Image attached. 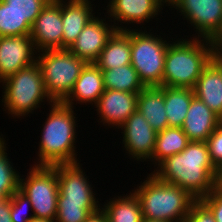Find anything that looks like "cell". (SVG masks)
I'll use <instances>...</instances> for the list:
<instances>
[{
    "instance_id": "cell-1",
    "label": "cell",
    "mask_w": 222,
    "mask_h": 222,
    "mask_svg": "<svg viewBox=\"0 0 222 222\" xmlns=\"http://www.w3.org/2000/svg\"><path fill=\"white\" fill-rule=\"evenodd\" d=\"M153 170L151 173L160 181L181 187L196 200L208 195L220 180L206 142H190L182 152L167 157Z\"/></svg>"
},
{
    "instance_id": "cell-2",
    "label": "cell",
    "mask_w": 222,
    "mask_h": 222,
    "mask_svg": "<svg viewBox=\"0 0 222 222\" xmlns=\"http://www.w3.org/2000/svg\"><path fill=\"white\" fill-rule=\"evenodd\" d=\"M50 107L40 132V142L37 143V160L34 165L53 166L58 164H75L77 159V113L73 107L62 102H54ZM77 127V128H76Z\"/></svg>"
},
{
    "instance_id": "cell-3",
    "label": "cell",
    "mask_w": 222,
    "mask_h": 222,
    "mask_svg": "<svg viewBox=\"0 0 222 222\" xmlns=\"http://www.w3.org/2000/svg\"><path fill=\"white\" fill-rule=\"evenodd\" d=\"M188 37L171 39L173 41L169 43L165 56L162 86L193 89L203 69L210 63L212 41Z\"/></svg>"
},
{
    "instance_id": "cell-4",
    "label": "cell",
    "mask_w": 222,
    "mask_h": 222,
    "mask_svg": "<svg viewBox=\"0 0 222 222\" xmlns=\"http://www.w3.org/2000/svg\"><path fill=\"white\" fill-rule=\"evenodd\" d=\"M147 175L131 190L140 202L143 218L184 222L196 199L179 186L162 182L152 173Z\"/></svg>"
},
{
    "instance_id": "cell-5",
    "label": "cell",
    "mask_w": 222,
    "mask_h": 222,
    "mask_svg": "<svg viewBox=\"0 0 222 222\" xmlns=\"http://www.w3.org/2000/svg\"><path fill=\"white\" fill-rule=\"evenodd\" d=\"M0 84L3 89L2 109L8 113V116L11 115L9 118L24 119L40 107L44 108L45 104L54 103L46 92L37 62L6 77ZM42 103L44 107L41 106Z\"/></svg>"
},
{
    "instance_id": "cell-6",
    "label": "cell",
    "mask_w": 222,
    "mask_h": 222,
    "mask_svg": "<svg viewBox=\"0 0 222 222\" xmlns=\"http://www.w3.org/2000/svg\"><path fill=\"white\" fill-rule=\"evenodd\" d=\"M44 86L53 102H63L71 93L75 81L87 62L69 49H49L37 54Z\"/></svg>"
},
{
    "instance_id": "cell-7",
    "label": "cell",
    "mask_w": 222,
    "mask_h": 222,
    "mask_svg": "<svg viewBox=\"0 0 222 222\" xmlns=\"http://www.w3.org/2000/svg\"><path fill=\"white\" fill-rule=\"evenodd\" d=\"M146 28L144 31L131 29V65L145 87L162 86L165 56L171 40L157 35L153 28H148L147 32Z\"/></svg>"
},
{
    "instance_id": "cell-8",
    "label": "cell",
    "mask_w": 222,
    "mask_h": 222,
    "mask_svg": "<svg viewBox=\"0 0 222 222\" xmlns=\"http://www.w3.org/2000/svg\"><path fill=\"white\" fill-rule=\"evenodd\" d=\"M27 175H20L19 190L27 196L35 218L56 219L59 184L56 165H31Z\"/></svg>"
},
{
    "instance_id": "cell-9",
    "label": "cell",
    "mask_w": 222,
    "mask_h": 222,
    "mask_svg": "<svg viewBox=\"0 0 222 222\" xmlns=\"http://www.w3.org/2000/svg\"><path fill=\"white\" fill-rule=\"evenodd\" d=\"M168 8L194 27L192 38L213 41L222 30V0H170Z\"/></svg>"
},
{
    "instance_id": "cell-10",
    "label": "cell",
    "mask_w": 222,
    "mask_h": 222,
    "mask_svg": "<svg viewBox=\"0 0 222 222\" xmlns=\"http://www.w3.org/2000/svg\"><path fill=\"white\" fill-rule=\"evenodd\" d=\"M109 1V2H108ZM107 14L117 31L142 29L144 24L159 17L163 7L168 5L163 0H108ZM120 23V24H119ZM125 25H123V24ZM132 26H130V25ZM137 27H136V25ZM140 24V28L139 27ZM127 25V26H126ZM135 25V26H134ZM134 26V28H133Z\"/></svg>"
},
{
    "instance_id": "cell-11",
    "label": "cell",
    "mask_w": 222,
    "mask_h": 222,
    "mask_svg": "<svg viewBox=\"0 0 222 222\" xmlns=\"http://www.w3.org/2000/svg\"><path fill=\"white\" fill-rule=\"evenodd\" d=\"M59 194L57 203L73 205H101L87 177L82 163L56 165ZM96 193V194H95ZM99 203V204H98Z\"/></svg>"
},
{
    "instance_id": "cell-12",
    "label": "cell",
    "mask_w": 222,
    "mask_h": 222,
    "mask_svg": "<svg viewBox=\"0 0 222 222\" xmlns=\"http://www.w3.org/2000/svg\"><path fill=\"white\" fill-rule=\"evenodd\" d=\"M118 129L121 130L120 133L123 137V150L128 154L130 160H136L137 163L151 160L157 132L152 129L149 122L138 110L131 114Z\"/></svg>"
},
{
    "instance_id": "cell-13",
    "label": "cell",
    "mask_w": 222,
    "mask_h": 222,
    "mask_svg": "<svg viewBox=\"0 0 222 222\" xmlns=\"http://www.w3.org/2000/svg\"><path fill=\"white\" fill-rule=\"evenodd\" d=\"M37 52L30 34L0 37V82L35 64Z\"/></svg>"
},
{
    "instance_id": "cell-14",
    "label": "cell",
    "mask_w": 222,
    "mask_h": 222,
    "mask_svg": "<svg viewBox=\"0 0 222 222\" xmlns=\"http://www.w3.org/2000/svg\"><path fill=\"white\" fill-rule=\"evenodd\" d=\"M36 50L62 49V0H50L31 28Z\"/></svg>"
},
{
    "instance_id": "cell-15",
    "label": "cell",
    "mask_w": 222,
    "mask_h": 222,
    "mask_svg": "<svg viewBox=\"0 0 222 222\" xmlns=\"http://www.w3.org/2000/svg\"><path fill=\"white\" fill-rule=\"evenodd\" d=\"M100 15L101 13L99 12V16H95L86 24L76 41L69 48L74 55L87 63H94L99 58L108 39L116 31L107 15L104 13L105 18L100 17Z\"/></svg>"
},
{
    "instance_id": "cell-16",
    "label": "cell",
    "mask_w": 222,
    "mask_h": 222,
    "mask_svg": "<svg viewBox=\"0 0 222 222\" xmlns=\"http://www.w3.org/2000/svg\"><path fill=\"white\" fill-rule=\"evenodd\" d=\"M139 93H128L105 89L99 100L94 105L97 111V121L104 126L118 129L137 110Z\"/></svg>"
},
{
    "instance_id": "cell-17",
    "label": "cell",
    "mask_w": 222,
    "mask_h": 222,
    "mask_svg": "<svg viewBox=\"0 0 222 222\" xmlns=\"http://www.w3.org/2000/svg\"><path fill=\"white\" fill-rule=\"evenodd\" d=\"M95 0H62V49H69L86 24L96 15Z\"/></svg>"
},
{
    "instance_id": "cell-18",
    "label": "cell",
    "mask_w": 222,
    "mask_h": 222,
    "mask_svg": "<svg viewBox=\"0 0 222 222\" xmlns=\"http://www.w3.org/2000/svg\"><path fill=\"white\" fill-rule=\"evenodd\" d=\"M221 123L222 119L217 114L194 97L181 128L190 142H206Z\"/></svg>"
},
{
    "instance_id": "cell-19",
    "label": "cell",
    "mask_w": 222,
    "mask_h": 222,
    "mask_svg": "<svg viewBox=\"0 0 222 222\" xmlns=\"http://www.w3.org/2000/svg\"><path fill=\"white\" fill-rule=\"evenodd\" d=\"M104 91L101 69L95 63H87L75 81L71 93L62 103L74 108L77 103L94 106Z\"/></svg>"
},
{
    "instance_id": "cell-20",
    "label": "cell",
    "mask_w": 222,
    "mask_h": 222,
    "mask_svg": "<svg viewBox=\"0 0 222 222\" xmlns=\"http://www.w3.org/2000/svg\"><path fill=\"white\" fill-rule=\"evenodd\" d=\"M137 110L155 132L169 127L165 112L164 86L145 87L139 92Z\"/></svg>"
},
{
    "instance_id": "cell-21",
    "label": "cell",
    "mask_w": 222,
    "mask_h": 222,
    "mask_svg": "<svg viewBox=\"0 0 222 222\" xmlns=\"http://www.w3.org/2000/svg\"><path fill=\"white\" fill-rule=\"evenodd\" d=\"M194 95L222 119V74L210 61L194 88Z\"/></svg>"
},
{
    "instance_id": "cell-22",
    "label": "cell",
    "mask_w": 222,
    "mask_h": 222,
    "mask_svg": "<svg viewBox=\"0 0 222 222\" xmlns=\"http://www.w3.org/2000/svg\"><path fill=\"white\" fill-rule=\"evenodd\" d=\"M101 70L131 64V29L115 31L94 62Z\"/></svg>"
},
{
    "instance_id": "cell-23",
    "label": "cell",
    "mask_w": 222,
    "mask_h": 222,
    "mask_svg": "<svg viewBox=\"0 0 222 222\" xmlns=\"http://www.w3.org/2000/svg\"><path fill=\"white\" fill-rule=\"evenodd\" d=\"M104 204V205H103ZM101 204L108 222H142L143 214L140 202L130 191L126 195L115 196Z\"/></svg>"
},
{
    "instance_id": "cell-24",
    "label": "cell",
    "mask_w": 222,
    "mask_h": 222,
    "mask_svg": "<svg viewBox=\"0 0 222 222\" xmlns=\"http://www.w3.org/2000/svg\"><path fill=\"white\" fill-rule=\"evenodd\" d=\"M194 97L191 88L164 86L165 112L169 127H182Z\"/></svg>"
},
{
    "instance_id": "cell-25",
    "label": "cell",
    "mask_w": 222,
    "mask_h": 222,
    "mask_svg": "<svg viewBox=\"0 0 222 222\" xmlns=\"http://www.w3.org/2000/svg\"><path fill=\"white\" fill-rule=\"evenodd\" d=\"M190 143L182 128L168 127L157 132L155 149L152 154L150 165L157 167L167 157L182 152Z\"/></svg>"
},
{
    "instance_id": "cell-26",
    "label": "cell",
    "mask_w": 222,
    "mask_h": 222,
    "mask_svg": "<svg viewBox=\"0 0 222 222\" xmlns=\"http://www.w3.org/2000/svg\"><path fill=\"white\" fill-rule=\"evenodd\" d=\"M101 71L105 89L139 93L145 88L131 64Z\"/></svg>"
},
{
    "instance_id": "cell-27",
    "label": "cell",
    "mask_w": 222,
    "mask_h": 222,
    "mask_svg": "<svg viewBox=\"0 0 222 222\" xmlns=\"http://www.w3.org/2000/svg\"><path fill=\"white\" fill-rule=\"evenodd\" d=\"M4 137L3 134L0 135V193L10 198L13 193L19 190L20 172L16 171L14 163L10 161L12 159H9L8 144Z\"/></svg>"
},
{
    "instance_id": "cell-28",
    "label": "cell",
    "mask_w": 222,
    "mask_h": 222,
    "mask_svg": "<svg viewBox=\"0 0 222 222\" xmlns=\"http://www.w3.org/2000/svg\"><path fill=\"white\" fill-rule=\"evenodd\" d=\"M32 25L0 0V37L21 36L31 33Z\"/></svg>"
},
{
    "instance_id": "cell-29",
    "label": "cell",
    "mask_w": 222,
    "mask_h": 222,
    "mask_svg": "<svg viewBox=\"0 0 222 222\" xmlns=\"http://www.w3.org/2000/svg\"><path fill=\"white\" fill-rule=\"evenodd\" d=\"M100 208V205L57 203L55 222H83L90 214L98 211Z\"/></svg>"
},
{
    "instance_id": "cell-30",
    "label": "cell",
    "mask_w": 222,
    "mask_h": 222,
    "mask_svg": "<svg viewBox=\"0 0 222 222\" xmlns=\"http://www.w3.org/2000/svg\"><path fill=\"white\" fill-rule=\"evenodd\" d=\"M13 11L31 25L50 0H3Z\"/></svg>"
},
{
    "instance_id": "cell-31",
    "label": "cell",
    "mask_w": 222,
    "mask_h": 222,
    "mask_svg": "<svg viewBox=\"0 0 222 222\" xmlns=\"http://www.w3.org/2000/svg\"><path fill=\"white\" fill-rule=\"evenodd\" d=\"M32 205L25 194L20 190L13 193L10 197V215L12 222H28L34 217ZM28 211V212H27ZM28 215V216H27Z\"/></svg>"
},
{
    "instance_id": "cell-32",
    "label": "cell",
    "mask_w": 222,
    "mask_h": 222,
    "mask_svg": "<svg viewBox=\"0 0 222 222\" xmlns=\"http://www.w3.org/2000/svg\"><path fill=\"white\" fill-rule=\"evenodd\" d=\"M212 163L222 171V123L215 129L206 141Z\"/></svg>"
},
{
    "instance_id": "cell-33",
    "label": "cell",
    "mask_w": 222,
    "mask_h": 222,
    "mask_svg": "<svg viewBox=\"0 0 222 222\" xmlns=\"http://www.w3.org/2000/svg\"><path fill=\"white\" fill-rule=\"evenodd\" d=\"M184 222H216L210 208L201 200H195Z\"/></svg>"
},
{
    "instance_id": "cell-34",
    "label": "cell",
    "mask_w": 222,
    "mask_h": 222,
    "mask_svg": "<svg viewBox=\"0 0 222 222\" xmlns=\"http://www.w3.org/2000/svg\"><path fill=\"white\" fill-rule=\"evenodd\" d=\"M201 200L210 208L215 217V221L222 222V187L218 184Z\"/></svg>"
},
{
    "instance_id": "cell-35",
    "label": "cell",
    "mask_w": 222,
    "mask_h": 222,
    "mask_svg": "<svg viewBox=\"0 0 222 222\" xmlns=\"http://www.w3.org/2000/svg\"><path fill=\"white\" fill-rule=\"evenodd\" d=\"M0 222H12L10 215V198L0 205Z\"/></svg>"
},
{
    "instance_id": "cell-36",
    "label": "cell",
    "mask_w": 222,
    "mask_h": 222,
    "mask_svg": "<svg viewBox=\"0 0 222 222\" xmlns=\"http://www.w3.org/2000/svg\"><path fill=\"white\" fill-rule=\"evenodd\" d=\"M83 222H108L106 214L100 208L98 211L90 214Z\"/></svg>"
},
{
    "instance_id": "cell-37",
    "label": "cell",
    "mask_w": 222,
    "mask_h": 222,
    "mask_svg": "<svg viewBox=\"0 0 222 222\" xmlns=\"http://www.w3.org/2000/svg\"><path fill=\"white\" fill-rule=\"evenodd\" d=\"M211 62L218 68L222 74V51L213 48L211 53Z\"/></svg>"
},
{
    "instance_id": "cell-38",
    "label": "cell",
    "mask_w": 222,
    "mask_h": 222,
    "mask_svg": "<svg viewBox=\"0 0 222 222\" xmlns=\"http://www.w3.org/2000/svg\"><path fill=\"white\" fill-rule=\"evenodd\" d=\"M213 48L222 51V30L212 41Z\"/></svg>"
},
{
    "instance_id": "cell-39",
    "label": "cell",
    "mask_w": 222,
    "mask_h": 222,
    "mask_svg": "<svg viewBox=\"0 0 222 222\" xmlns=\"http://www.w3.org/2000/svg\"><path fill=\"white\" fill-rule=\"evenodd\" d=\"M28 222H55L54 220H49V219H41V218H35L33 217L31 220Z\"/></svg>"
},
{
    "instance_id": "cell-40",
    "label": "cell",
    "mask_w": 222,
    "mask_h": 222,
    "mask_svg": "<svg viewBox=\"0 0 222 222\" xmlns=\"http://www.w3.org/2000/svg\"><path fill=\"white\" fill-rule=\"evenodd\" d=\"M7 200H8V198L4 194L0 193V205L5 203Z\"/></svg>"
},
{
    "instance_id": "cell-41",
    "label": "cell",
    "mask_w": 222,
    "mask_h": 222,
    "mask_svg": "<svg viewBox=\"0 0 222 222\" xmlns=\"http://www.w3.org/2000/svg\"><path fill=\"white\" fill-rule=\"evenodd\" d=\"M142 222H167V221H158V220H150V219L143 218Z\"/></svg>"
},
{
    "instance_id": "cell-42",
    "label": "cell",
    "mask_w": 222,
    "mask_h": 222,
    "mask_svg": "<svg viewBox=\"0 0 222 222\" xmlns=\"http://www.w3.org/2000/svg\"><path fill=\"white\" fill-rule=\"evenodd\" d=\"M218 184L222 187V171L220 172V180Z\"/></svg>"
},
{
    "instance_id": "cell-43",
    "label": "cell",
    "mask_w": 222,
    "mask_h": 222,
    "mask_svg": "<svg viewBox=\"0 0 222 222\" xmlns=\"http://www.w3.org/2000/svg\"><path fill=\"white\" fill-rule=\"evenodd\" d=\"M163 1L168 5L170 0H163Z\"/></svg>"
}]
</instances>
